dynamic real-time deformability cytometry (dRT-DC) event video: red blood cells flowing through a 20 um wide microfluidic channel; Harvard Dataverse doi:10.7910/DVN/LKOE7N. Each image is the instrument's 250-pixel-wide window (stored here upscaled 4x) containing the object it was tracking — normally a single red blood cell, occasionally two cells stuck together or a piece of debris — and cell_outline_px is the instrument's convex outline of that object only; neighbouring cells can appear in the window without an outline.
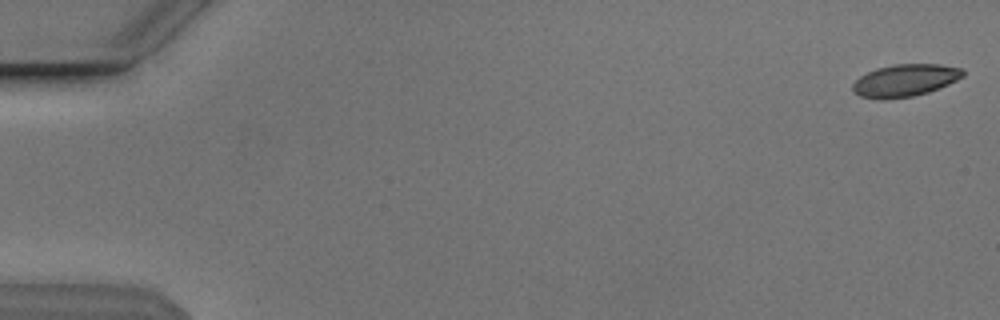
{"species": "Egyptian fruit bat (a non-hibernating species)", "species_latin": "Rousettus aegyptiacus", "temperature_condition": "cold", "stored_images_in_passage": 54, "camera_frame_rate_fps": 3000, "um_per_image_px": 0.085, "animal": {"sex": "male"}, "frame": {"image": 1, "passage_image": 1, "time_ms": 0.0, "image_size_px": [1000, 320], "cell_outline_px": [[964, 76], [948, 84], [928, 92], [912, 96], [884, 100], [880, 100], [860, 96], [852, 92], [852, 84], [860, 76], [876, 68], [896, 64], [940, 64], [964, 68]], "centroid_in_image_um": [76.91, 6.83], "position_along_channel_um": 8.1, "area_um2": 20.87}}
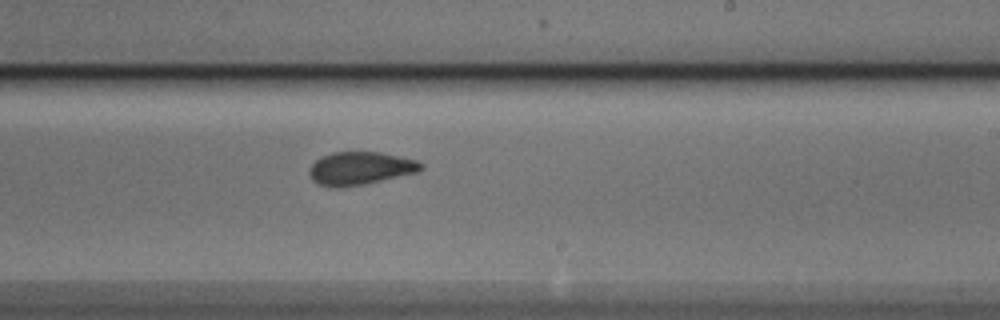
{"frame": {"image": 2, "passage_image": 33, "time_ms": 10.667, "image_size_px": [1000, 320], "cell_outline_px": [[424, 168], [420, 172], [364, 184], [340, 188], [328, 188], [316, 184], [312, 180], [308, 172], [312, 164], [320, 156], [332, 152], [380, 152], [416, 160], [424, 164]], "centroid_in_image_um": [30.6, 14.32], "position_along_channel_um": 258.4, "area_um2": 21.85}}
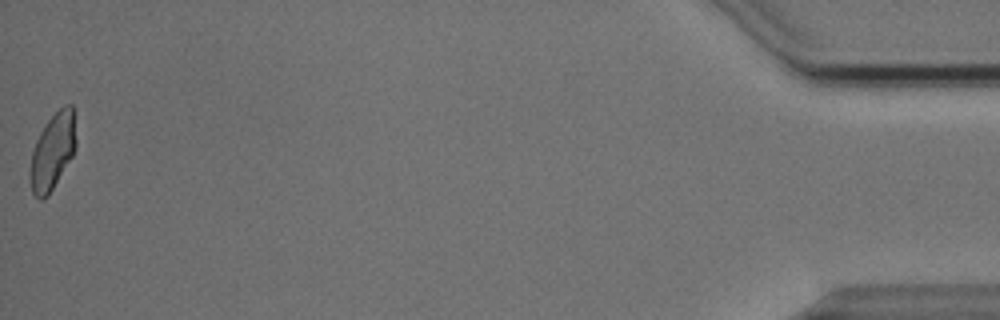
{"frame": {"image": 3, "passage_image": 54, "time_ms": 17.667, "image_size_px": [1000, 320], "cell_outline_px": [[76, 148], [72, 156], [48, 196], [44, 200], [40, 200], [32, 192], [28, 176], [28, 172], [32, 152], [36, 140], [40, 132], [48, 120], [64, 104], [72, 104], [76, 140]], "centroid_in_image_um": [4.45, 12.9], "position_along_channel_um": 430.8, "area_um2": 20.46}, "authors_computed_cell_mechanics": {"area_um2": 21.4438, "velocity_mm_per_s": 3.8217, "shape_relaxation_time_tau1_ms": 4.9345, "shape_relaxation_time_tau2_ms": 1.4308, "deformation_change_tau1": 0.1278, "deformation_change_tau2": 0.0701}}